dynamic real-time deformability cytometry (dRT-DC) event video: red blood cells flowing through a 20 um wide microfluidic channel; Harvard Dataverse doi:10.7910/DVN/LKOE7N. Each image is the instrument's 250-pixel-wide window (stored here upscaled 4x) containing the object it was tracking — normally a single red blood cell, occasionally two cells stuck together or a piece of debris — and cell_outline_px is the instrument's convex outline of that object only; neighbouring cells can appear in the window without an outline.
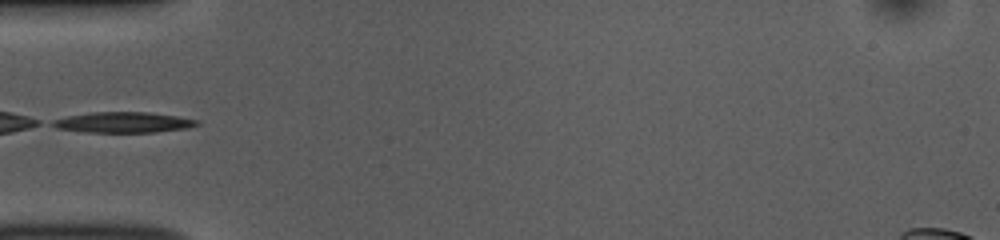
{"species": "common noctule bat (a hibernating species)", "species_latin": "Nyctalus noctula", "temperature_condition": "room temperature", "stored_images_in_passage": 33, "camera_frame_rate_fps": 3000, "um_per_image_px": 0.085, "animal": {"sex": "female", "body_mass_g": 10.0, "forearm_length_mm": 53.1}, "frame": {"image": 1, "passage_image": 1, "time_ms": 0.0, "image_size_px": [1000, 240], "cell_outline_px": [[200, 124], [188, 128], [152, 132], [88, 132], [56, 128], [48, 124], [52, 120], [68, 116], [92, 112], [148, 112], [176, 116], [200, 120]], "centroid_in_image_um": [10.47, 10.4], "position_along_channel_um": 74.5, "area_um2": 17.34}}
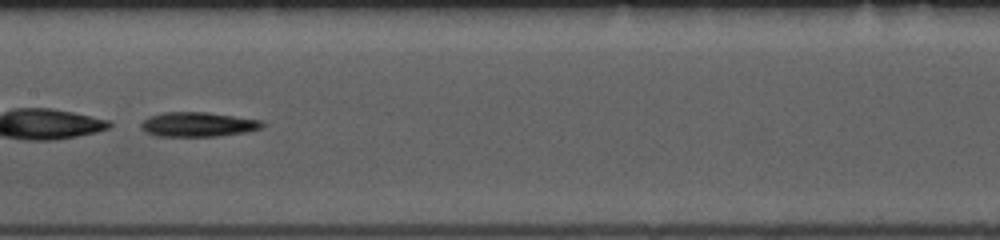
{"frame": {"image": 2, "passage_image": 10, "time_ms": 3.0, "image_size_px": [1000, 240], "cell_outline_px": [[264, 124], [260, 128], [248, 132], [216, 136], [156, 136], [140, 128], [140, 124], [148, 116], [164, 112], [204, 112], [264, 120]], "centroid_in_image_um": [16.83, 10.57], "position_along_channel_um": 190.6, "area_um2": 17.34}}
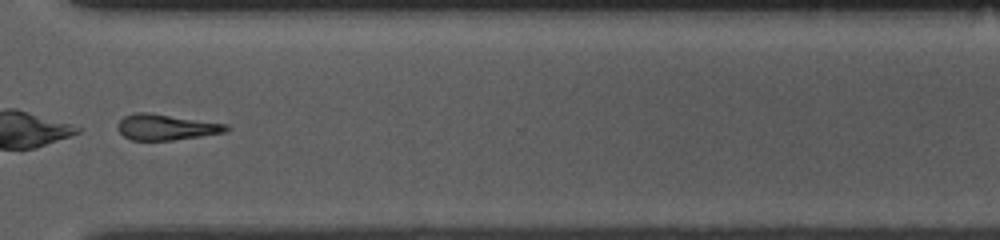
{"frame": {"image": 3, "passage_image": 23, "time_ms": 7.333, "image_size_px": [1000, 240], "cell_outline_px": [[228, 128], [224, 132], [200, 136], [172, 140], [132, 140], [124, 136], [116, 128], [116, 124], [124, 116], [136, 112], [152, 112], [228, 124]], "centroid_in_image_um": [14.07, 10.79], "position_along_channel_um": 356.5, "area_um2": 16.42}}